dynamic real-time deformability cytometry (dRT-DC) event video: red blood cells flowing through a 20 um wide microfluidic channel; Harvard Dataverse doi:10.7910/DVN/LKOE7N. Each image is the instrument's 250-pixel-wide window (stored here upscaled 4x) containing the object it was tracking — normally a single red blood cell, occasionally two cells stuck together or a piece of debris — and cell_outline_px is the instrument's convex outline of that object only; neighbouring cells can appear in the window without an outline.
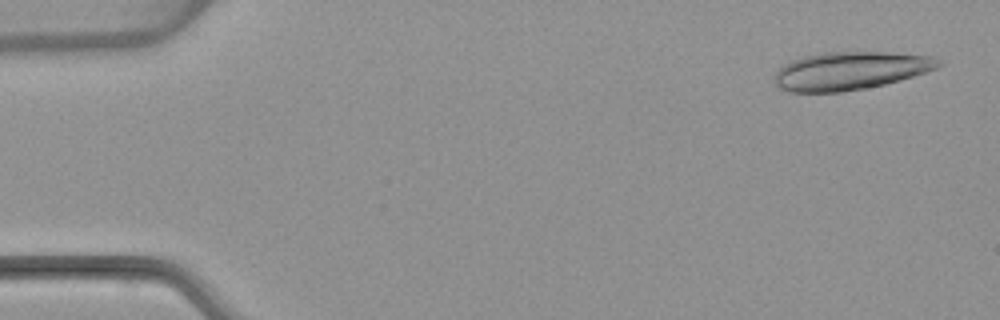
{"species": "common noctule bat (a hibernating species)", "species_latin": "Nyctalus noctula", "temperature_condition": "warm", "stored_images_in_passage": 7, "segment_of_instrument_passage": [1, 2], "camera_frame_rate_fps": 3000, "um_per_image_px": 0.085, "animal": {"sex": "female", "body_mass_g": 22.7, "forearm_length_mm": 54.2}, "frame": {"image": 1, "passage_image": 1, "time_ms": 0.0, "image_size_px": [1000, 320], "cell_outline_px": [[944, 64], [936, 68], [900, 80], [884, 84], [844, 92], [788, 92], [780, 88], [772, 80], [776, 72], [788, 60], [804, 56], [824, 52], [892, 52], [936, 56], [944, 60]], "centroid_in_image_um": [72.28, 6.0], "position_along_channel_um": 12.7, "area_um2": 36.76}}